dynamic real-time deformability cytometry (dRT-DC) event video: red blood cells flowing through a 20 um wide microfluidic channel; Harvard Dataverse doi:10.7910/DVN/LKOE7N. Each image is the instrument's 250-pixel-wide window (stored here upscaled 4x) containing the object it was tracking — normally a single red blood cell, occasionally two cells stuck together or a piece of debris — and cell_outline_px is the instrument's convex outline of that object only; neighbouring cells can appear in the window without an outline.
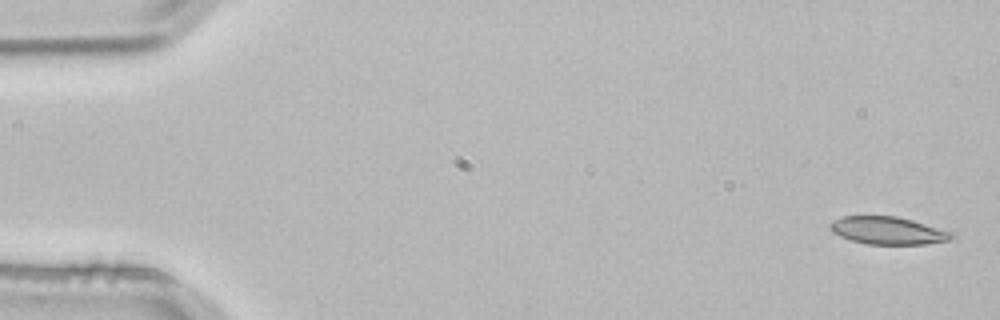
{"species": "common noctule bat (a hibernating species)", "species_latin": "Nyctalus noctula", "temperature_condition": "room temperature", "stored_images_in_passage": 4, "camera_frame_rate_fps": 3000, "um_per_image_px": 0.085, "animal": {"sex": "male", "body_mass_g": 21.5, "forearm_length_mm": 52.0}, "frame": {"image": 1, "passage_image": 1, "time_ms": 0.0, "image_size_px": [1000, 320], "cell_outline_px": [[956, 236], [952, 240], [924, 244], [868, 244], [852, 240], [840, 236], [832, 232], [828, 228], [828, 224], [832, 220], [844, 216], [896, 216], [912, 220], [956, 232]], "centroid_in_image_um": [75.51, 19.59], "position_along_channel_um": 9.5, "area_um2": 19.83}}
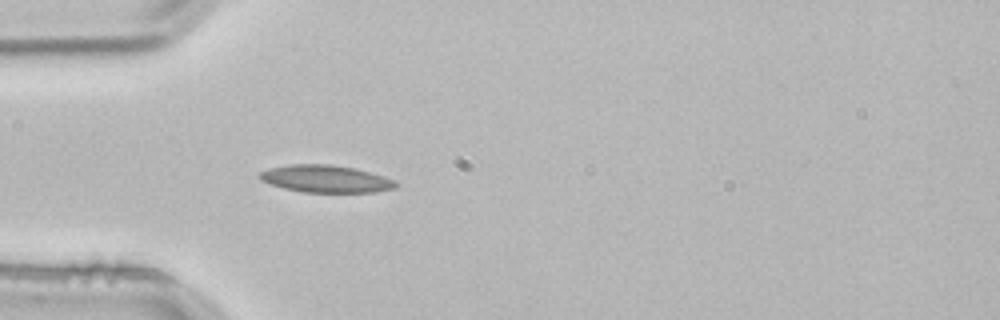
{"frame": {"image": 2, "passage_image": 4, "time_ms": 1.0, "image_size_px": [1000, 320], "cell_outline_px": [[396, 188], [372, 192], [304, 192], [284, 188], [268, 184], [260, 180], [256, 176], [260, 172], [268, 168], [292, 164], [332, 164], [356, 168], [384, 176], [396, 180]], "centroid_in_image_um": [27.65, 15.19], "position_along_channel_um": 57.3, "area_um2": 21.85}}